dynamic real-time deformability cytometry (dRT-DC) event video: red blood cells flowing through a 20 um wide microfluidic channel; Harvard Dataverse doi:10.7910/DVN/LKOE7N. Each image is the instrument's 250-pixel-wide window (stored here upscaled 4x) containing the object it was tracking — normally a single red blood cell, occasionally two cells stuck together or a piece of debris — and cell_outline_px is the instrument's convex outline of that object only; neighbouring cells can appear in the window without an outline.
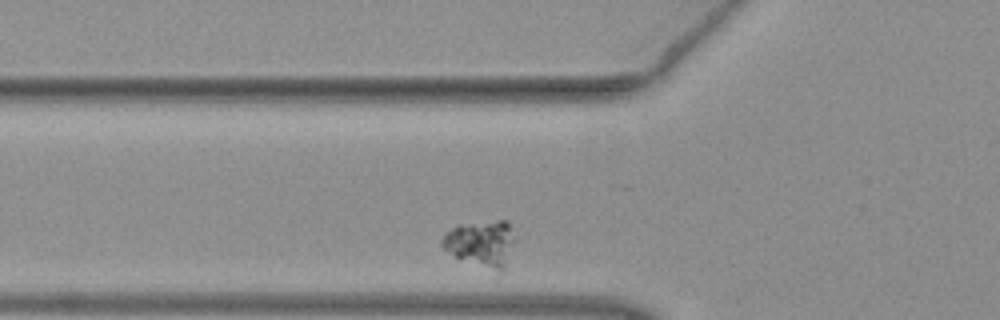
{"species": "common noctule bat (a hibernating species)", "species_latin": "Nyctalus noctula", "temperature_condition": "warm", "stored_images_in_passage": 32, "camera_frame_rate_fps": 3000, "um_per_image_px": 0.085, "animal": {"sex": "female", "body_mass_g": 19.3, "forearm_length_mm": 54.1}, "frame": {"image": 1, "passage_image": 2, "time_ms": 0.333, "image_size_px": [1000, 320], "cell_outline_px": [[512, 240], [504, 272], [500, 272], [456, 256], [444, 248], [440, 244], [440, 240], [444, 232], [456, 224], [496, 220], [508, 220]], "centroid_in_image_um": [40.83, 20.64], "position_along_channel_um": 85.0, "area_um2": 19.07}}
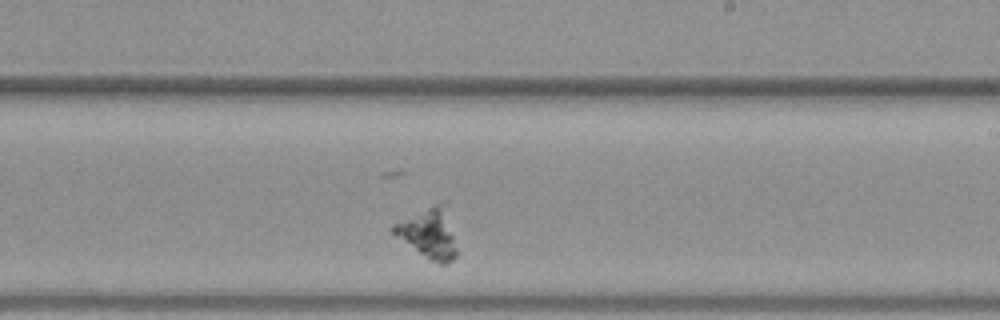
{"frame": {"image": 2, "passage_image": 16, "time_ms": 5.0, "image_size_px": [1000, 320], "cell_outline_px": [[456, 256], [452, 260], [444, 264], [440, 264], [428, 260], [392, 236], [388, 232], [388, 228], [392, 224], [436, 204], [448, 200], [456, 252]], "centroid_in_image_um": [36.4, 19.83], "position_along_channel_um": 252.6, "area_um2": 19.07}}
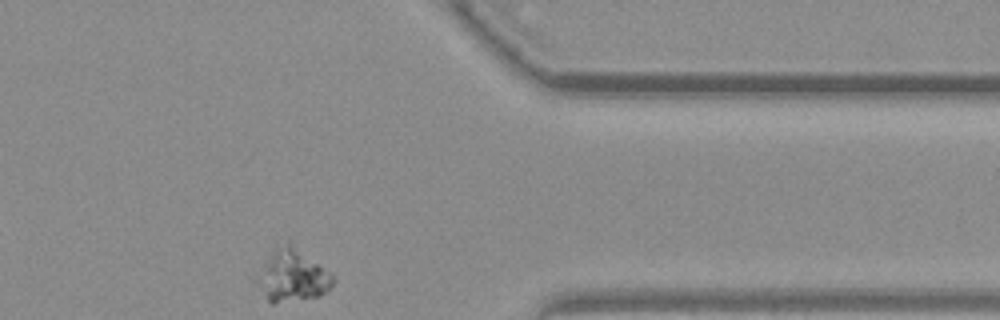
{"frame": {"image": 3, "passage_image": 28, "time_ms": 9.0, "image_size_px": [1000, 320], "cell_outline_px": [[336, 280], [328, 292], [320, 296], [272, 304], [268, 300], [264, 268], [264, 264], [272, 252], [276, 248], [288, 240], [332, 272]], "centroid_in_image_um": [25.08, 23.4], "position_along_channel_um": 386.3, "area_um2": 21.85}}